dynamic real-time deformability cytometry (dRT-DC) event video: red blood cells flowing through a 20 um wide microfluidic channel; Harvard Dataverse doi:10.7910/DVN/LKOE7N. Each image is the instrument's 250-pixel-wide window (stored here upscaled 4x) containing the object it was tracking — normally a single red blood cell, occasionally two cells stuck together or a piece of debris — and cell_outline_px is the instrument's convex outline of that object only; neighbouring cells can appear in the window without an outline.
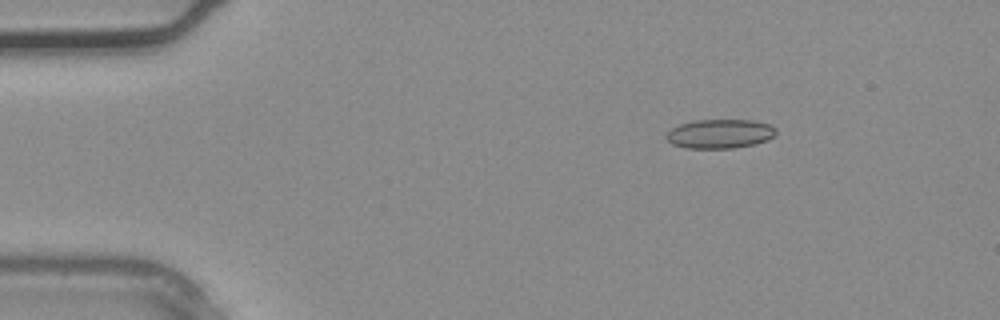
{"species": "common noctule bat (a hibernating species)", "species_latin": "Nyctalus noctula", "temperature_condition": "warm", "stored_images_in_passage": 4, "camera_frame_rate_fps": 3000, "um_per_image_px": 0.085, "animal": {"sex": "male", "body_mass_g": 20.4}, "frame": {"image": 1, "passage_image": 2, "time_ms": 0.333, "image_size_px": [1000, 320], "cell_outline_px": [[776, 132], [768, 140], [756, 144], [732, 148], [688, 148], [672, 144], [664, 136], [672, 128], [680, 124], [696, 120], [752, 120], [768, 124], [776, 128]], "centroid_in_image_um": [61.19, 11.37], "position_along_channel_um": 23.8, "area_um2": 18.55}}